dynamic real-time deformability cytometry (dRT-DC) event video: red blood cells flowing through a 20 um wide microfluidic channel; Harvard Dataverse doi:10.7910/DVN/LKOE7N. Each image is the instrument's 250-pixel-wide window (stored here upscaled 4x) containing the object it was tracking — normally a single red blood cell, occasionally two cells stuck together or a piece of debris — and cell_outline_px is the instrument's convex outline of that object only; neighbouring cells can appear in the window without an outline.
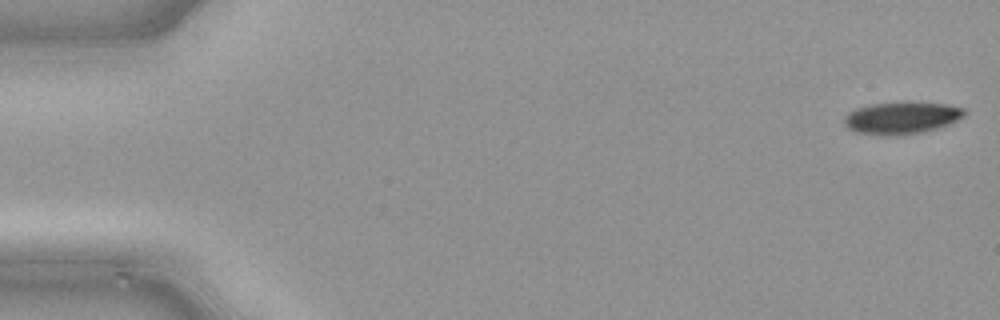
{"species": "common noctule bat (a hibernating species)", "species_latin": "Nyctalus noctula", "temperature_condition": "cold", "stored_images_in_passage": 48, "camera_frame_rate_fps": 3000, "um_per_image_px": 0.085, "animal": {"sex": "male", "body_mass_g": 21.5, "forearm_length_mm": 52.0}, "frame": {"image": 1, "passage_image": 1, "time_ms": 0.0, "image_size_px": [1000, 320], "cell_outline_px": [[968, 112], [964, 116], [948, 124], [924, 132], [896, 136], [880, 136], [856, 132], [848, 128], [844, 124], [844, 116], [848, 112], [856, 108], [868, 104], [948, 104], [964, 108]], "centroid_in_image_um": [76.6, 10.06], "position_along_channel_um": 8.4, "area_um2": 22.2}}
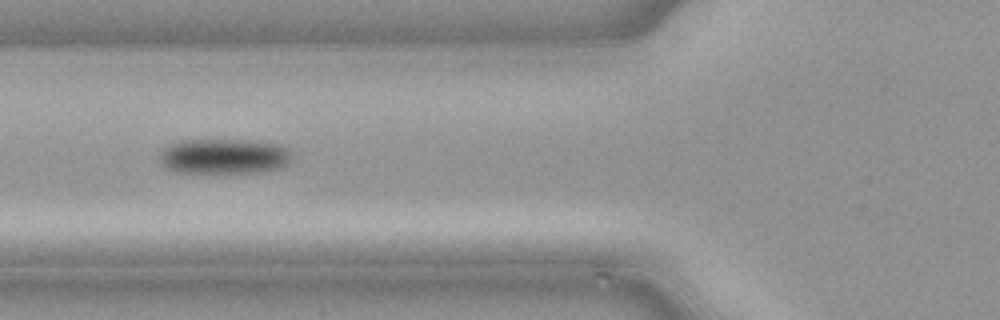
{"frame": {"image": 2, "passage_image": 18, "time_ms": 5.667, "image_size_px": [1000, 320], "cell_outline_px": [[292, 160], [288, 164], [280, 168], [260, 172], [176, 172], [164, 168], [160, 160], [160, 152], [168, 144], [180, 140], [260, 140], [280, 144], [292, 156]], "centroid_in_image_um": [19.04, 13.27], "position_along_channel_um": 106.8, "area_um2": 27.4}}
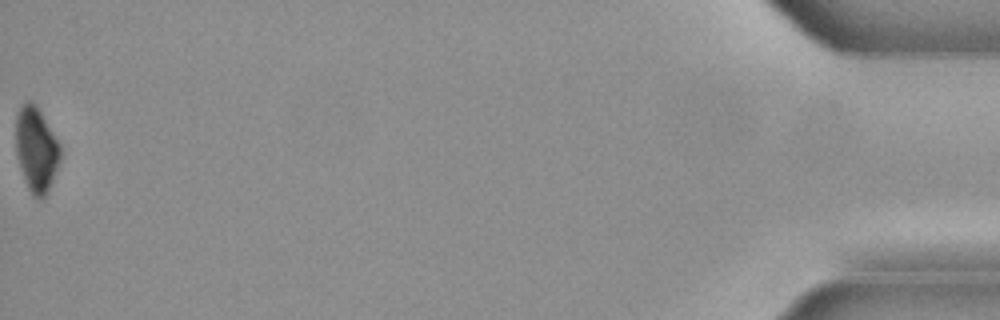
{"frame": {"image": 3, "passage_image": 48, "time_ms": 15.667, "image_size_px": [1000, 320], "cell_outline_px": [[60, 160], [48, 192], [40, 200], [32, 196], [24, 180], [16, 156], [16, 116], [20, 108], [28, 100], [36, 104], [60, 144]], "centroid_in_image_um": [3.08, 12.73], "position_along_channel_um": 432.1, "area_um2": 21.96}}